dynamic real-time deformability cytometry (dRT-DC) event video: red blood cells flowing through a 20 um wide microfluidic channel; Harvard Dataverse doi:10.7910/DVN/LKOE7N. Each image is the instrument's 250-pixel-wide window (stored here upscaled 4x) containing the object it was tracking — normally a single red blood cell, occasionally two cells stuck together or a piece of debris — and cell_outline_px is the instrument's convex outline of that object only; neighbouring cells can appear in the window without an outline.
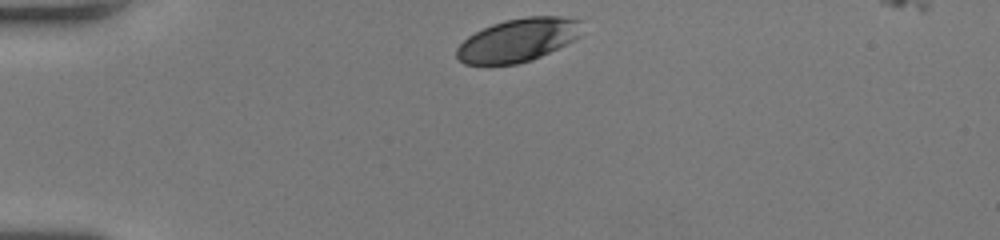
{"species": "human", "species_latin": "Homo sapiens", "temperature_condition": "room temperature", "stored_images_in_passage": 32, "camera_frame_rate_fps": 3000, "um_per_image_px": 0.085, "donor": {"sex": "female"}, "frame": {"image": 1, "passage_image": 1, "time_ms": 0.0, "image_size_px": [1000, 240], "cell_outline_px": [[584, 20], [580, 36], [576, 40], [532, 60], [516, 64], [464, 64], [456, 56], [456, 48], [468, 36], [492, 24], [504, 20], [528, 16], [560, 16]], "centroid_in_image_um": [44.09, 3.39], "position_along_channel_um": 40.9, "area_um2": 31.79}}
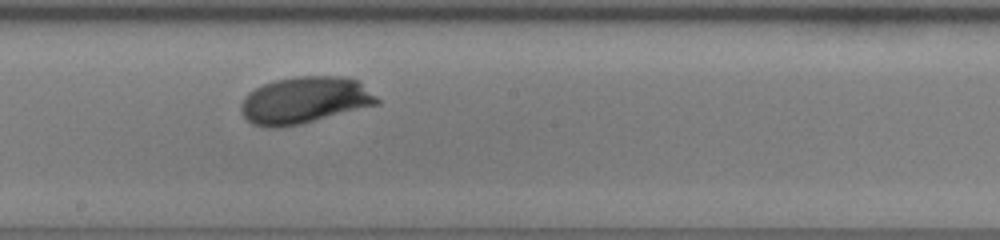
{"frame": {"image": 2, "passage_image": 18, "time_ms": 5.667, "image_size_px": [1000, 240], "cell_outline_px": [[380, 104], [300, 124], [280, 128], [264, 128], [252, 124], [240, 112], [240, 104], [244, 96], [248, 92], [264, 84], [276, 80], [292, 76], [344, 76], [356, 80], [376, 96], [380, 100]], "centroid_in_image_um": [25.86, 8.53], "position_along_channel_um": 222.3, "area_um2": 37.28}}
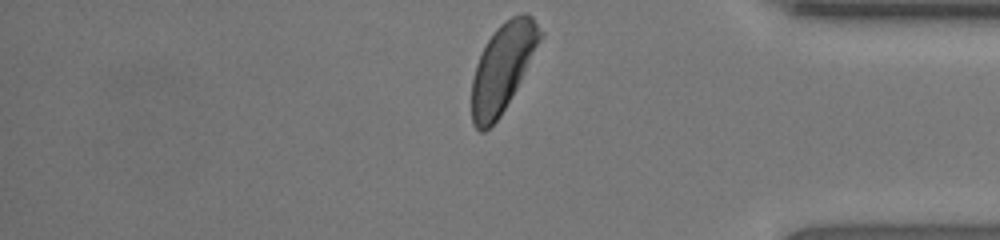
{"frame": {"image": 3, "passage_image": 32, "time_ms": 10.333, "image_size_px": [1000, 240], "cell_outline_px": [[544, 36], [516, 88], [500, 116], [484, 132], [480, 132], [472, 124], [472, 80], [476, 64], [488, 40], [496, 28], [504, 20], [512, 16], [524, 12], [528, 12], [532, 16], [544, 32]], "centroid_in_image_um": [42.75, 5.7], "position_along_channel_um": 392.5, "area_um2": 34.85}, "authors_computed_cell_mechanics": {"area_um2": 35.3158, "velocity_mm_per_s": 3.9936, "shape_relaxation_time_tau1_ms": 3.2649, "shape_relaxation_time_tau2_ms": null, "deformation_change_tau1": 0.1371, "deformation_change_tau2": null}}